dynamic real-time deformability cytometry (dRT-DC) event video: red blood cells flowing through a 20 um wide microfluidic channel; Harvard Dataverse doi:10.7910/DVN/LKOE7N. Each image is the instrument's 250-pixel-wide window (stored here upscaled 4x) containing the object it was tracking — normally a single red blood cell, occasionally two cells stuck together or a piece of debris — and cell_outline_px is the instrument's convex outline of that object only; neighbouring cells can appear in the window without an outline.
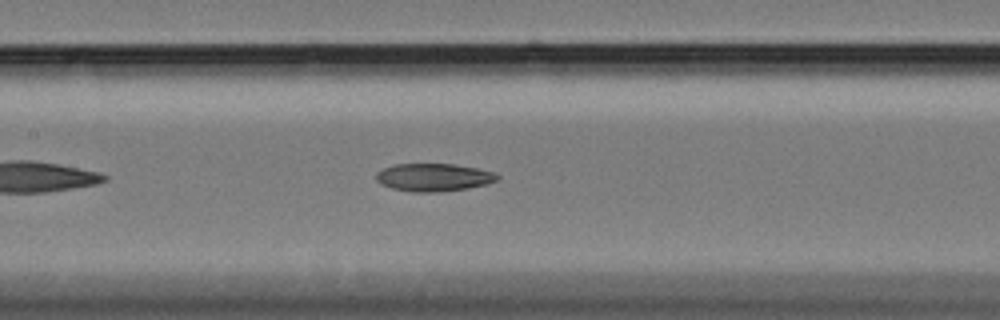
{"species": "Egyptian fruit bat (a non-hibernating species)", "species_latin": "Rousettus aegyptiacus", "temperature_condition": "cold", "stored_images_in_passage": 44, "camera_frame_rate_fps": 3000, "um_per_image_px": 0.085, "animal": {"sex": "female"}, "frame": {"image": 1, "passage_image": 13, "time_ms": 4.0, "image_size_px": [1000, 320], "cell_outline_px": [[500, 176], [496, 180], [488, 184], [468, 188], [432, 192], [412, 192], [392, 188], [380, 184], [376, 180], [376, 172], [384, 168], [396, 164], [456, 164], [476, 168], [492, 172]], "centroid_in_image_um": [36.83, 15.07], "position_along_channel_um": 170.6, "area_um2": 19.54}}
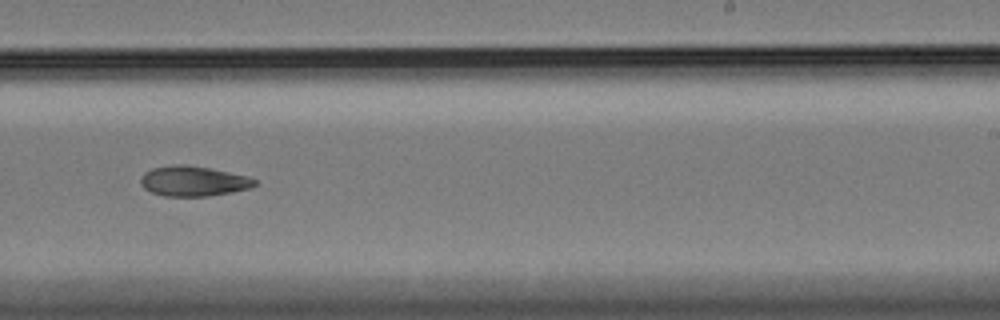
{"frame": {"image": 2, "passage_image": 22, "time_ms": 7.0, "image_size_px": [1000, 320], "cell_outline_px": [[256, 184], [252, 188], [232, 192], [208, 196], [164, 196], [152, 192], [144, 188], [140, 184], [140, 180], [144, 172], [152, 168], [172, 164], [184, 164], [208, 168], [248, 176], [256, 180]], "centroid_in_image_um": [16.42, 15.39], "position_along_channel_um": 272.6, "area_um2": 20.06}}
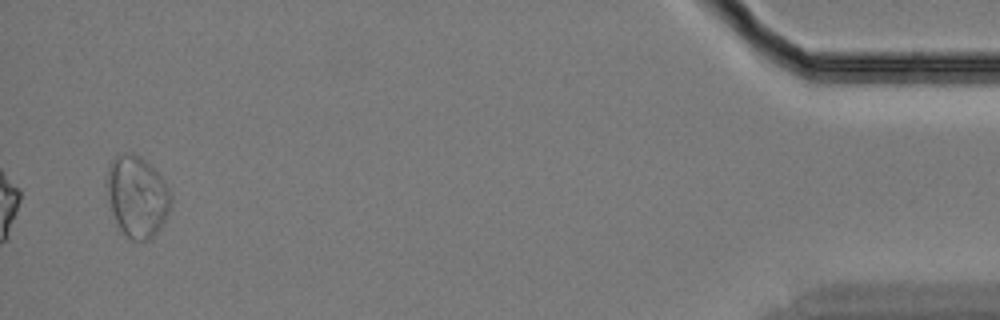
{"frame": {"image": 3, "passage_image": 42, "time_ms": 13.667, "image_size_px": [1000, 320], "cell_outline_px": [[172, 200], [168, 212], [160, 228], [152, 240], [132, 240], [120, 228], [112, 212], [104, 184], [104, 176], [112, 160], [116, 156], [128, 152], [132, 152], [140, 156], [164, 180], [172, 192]], "centroid_in_image_um": [11.64, 16.68], "position_along_channel_um": 423.6, "area_um2": 30.52}}